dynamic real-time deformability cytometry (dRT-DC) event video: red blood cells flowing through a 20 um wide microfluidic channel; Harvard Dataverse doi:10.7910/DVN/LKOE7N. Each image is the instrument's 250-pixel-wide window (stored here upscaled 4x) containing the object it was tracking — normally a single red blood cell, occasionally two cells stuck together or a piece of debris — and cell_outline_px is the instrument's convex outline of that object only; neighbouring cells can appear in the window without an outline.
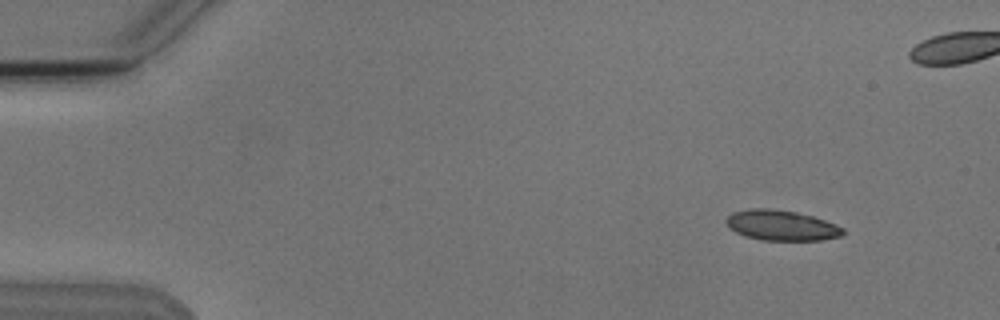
{"species": "Egyptian fruit bat (a non-hibernating species)", "species_latin": "Rousettus aegyptiacus", "temperature_condition": "cold", "stored_images_in_passage": 6, "camera_frame_rate_fps": 3000, "um_per_image_px": 0.085, "animal": {"sex": "male"}, "frame": {"image": 1, "passage_image": 2, "time_ms": 1.0, "image_size_px": [1000, 320], "cell_outline_px": [[844, 232], [840, 236], [820, 240], [764, 240], [744, 236], [736, 232], [724, 220], [732, 212], [752, 208], [768, 208], [796, 212], [812, 216], [836, 224], [844, 228]], "centroid_in_image_um": [66.42, 19.15], "position_along_channel_um": 18.6, "area_um2": 20.46}}
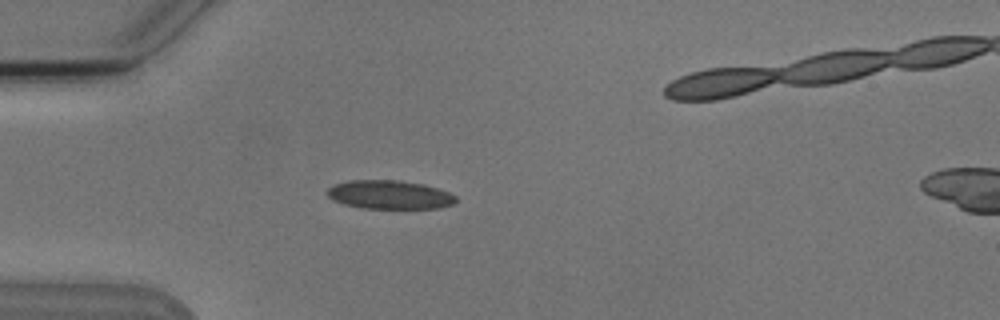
{"frame": {"image": 2, "passage_image": 5, "time_ms": 4.333, "image_size_px": [1000, 320], "cell_outline_px": [[456, 200], [452, 204], [440, 208], [364, 208], [344, 204], [332, 200], [328, 196], [328, 188], [336, 184], [348, 180], [400, 180], [424, 184], [448, 192], [456, 196]], "centroid_in_image_um": [33.11, 16.54], "position_along_channel_um": 51.9, "area_um2": 21.39}}